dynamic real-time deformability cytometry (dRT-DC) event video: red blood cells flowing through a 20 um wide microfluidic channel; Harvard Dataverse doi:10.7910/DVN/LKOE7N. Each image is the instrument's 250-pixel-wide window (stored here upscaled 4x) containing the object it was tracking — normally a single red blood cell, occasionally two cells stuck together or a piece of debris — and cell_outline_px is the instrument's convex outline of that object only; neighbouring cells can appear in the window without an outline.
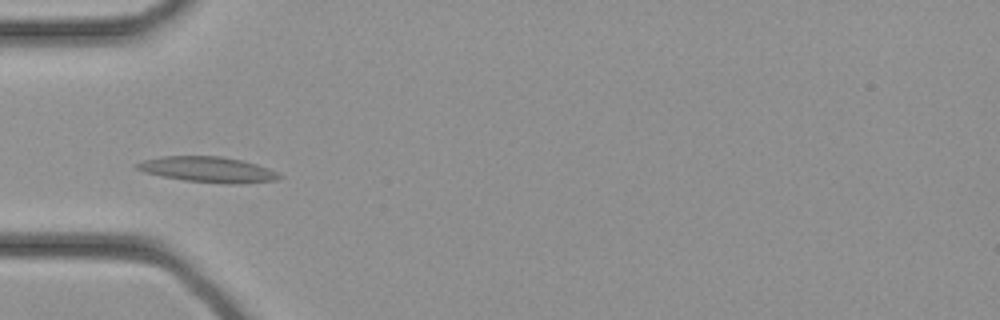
{"species": "common noctule bat (a hibernating species)", "species_latin": "Nyctalus noctula", "temperature_condition": "cold", "stored_images_in_passage": 33, "camera_frame_rate_fps": 3000, "um_per_image_px": 0.085, "animal": {"sex": "female", "body_mass_g": 21.9}, "frame": {"image": 1, "passage_image": 10, "time_ms": 3.0, "image_size_px": [1000, 320], "cell_outline_px": [[284, 176], [276, 180], [236, 184], [228, 184], [184, 180], [160, 176], [144, 172], [136, 168], [136, 164], [144, 160], [160, 156], [220, 156], [240, 160], [256, 164], [268, 168]], "centroid_in_image_um": [17.66, 14.41], "position_along_channel_um": 67.3, "area_um2": 21.1}}
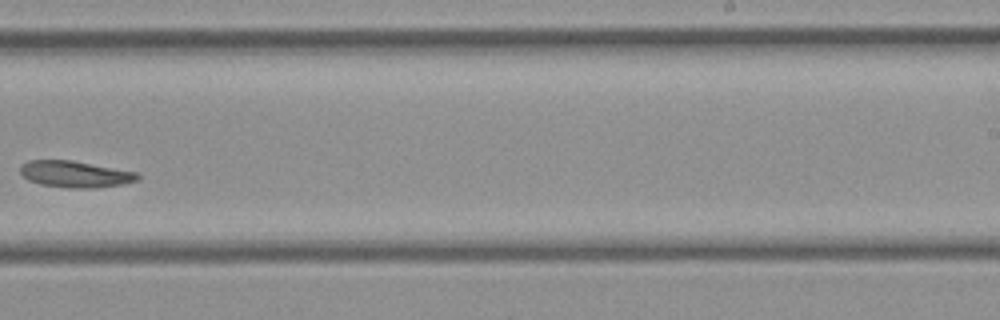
{"frame": {"image": 2, "passage_image": 21, "time_ms": 6.667, "image_size_px": [1000, 320], "cell_outline_px": [[140, 176], [136, 180], [124, 184], [96, 188], [68, 188], [40, 184], [28, 180], [20, 172], [20, 164], [28, 160], [72, 160], [136, 172]], "centroid_in_image_um": [6.36, 14.8], "position_along_channel_um": 282.6, "area_um2": 18.15}}
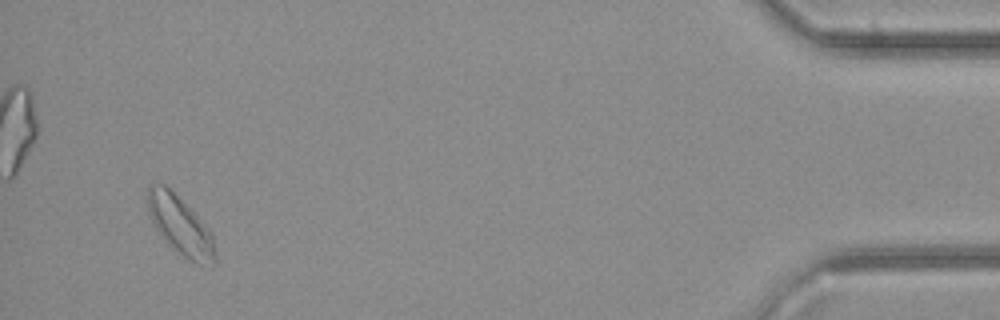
{"frame": {"image": 3, "passage_image": 32, "time_ms": 10.333, "image_size_px": [1000, 320], "cell_outline_px": [[216, 264], [196, 264], [172, 248], [168, 244], [156, 228], [148, 212], [148, 188], [152, 184], [164, 184], [208, 228], [212, 236], [216, 252]], "centroid_in_image_um": [15.33, 19.22], "position_along_channel_um": 419.9, "area_um2": 22.25}}